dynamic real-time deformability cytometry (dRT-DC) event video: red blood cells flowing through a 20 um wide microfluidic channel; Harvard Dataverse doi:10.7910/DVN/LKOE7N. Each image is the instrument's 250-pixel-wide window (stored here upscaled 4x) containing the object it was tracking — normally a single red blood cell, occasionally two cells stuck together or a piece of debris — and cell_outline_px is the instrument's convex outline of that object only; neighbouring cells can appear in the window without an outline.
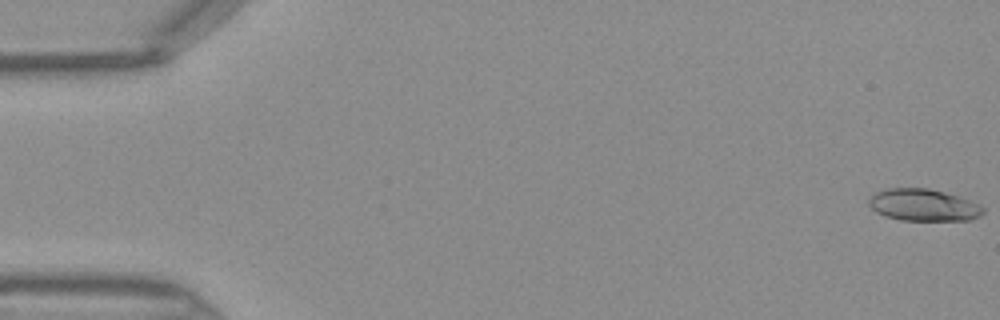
{"species": "Egyptian fruit bat (a non-hibernating species)", "species_latin": "Rousettus aegyptiacus", "temperature_condition": "warm", "stored_images_in_passage": 46, "camera_frame_rate_fps": 3000, "um_per_image_px": 0.085, "frame": {"image": 1, "passage_image": 1, "time_ms": 0.0, "image_size_px": [1000, 320], "cell_outline_px": [[984, 212], [980, 216], [968, 220], [900, 220], [884, 216], [876, 212], [868, 204], [868, 200], [876, 192], [884, 188], [928, 188], [960, 196], [980, 204], [984, 208]], "centroid_in_image_um": [78.49, 17.42], "position_along_channel_um": 6.5, "area_um2": 21.44}}
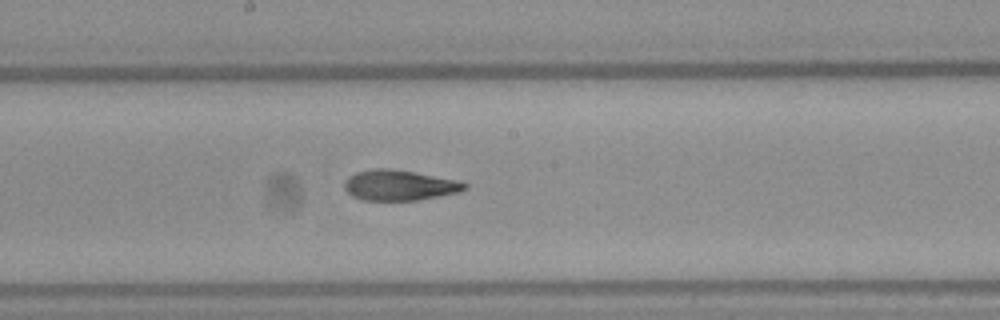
{"frame": {"image": 2, "passage_image": 25, "time_ms": 8.0, "image_size_px": [1000, 320], "cell_outline_px": [[468, 188], [460, 192], [416, 200], [364, 200], [352, 196], [344, 188], [344, 180], [348, 176], [356, 172], [376, 168], [388, 168], [460, 180], [468, 184]], "centroid_in_image_um": [33.95, 15.74], "position_along_channel_um": 214.2, "area_um2": 21.33}}
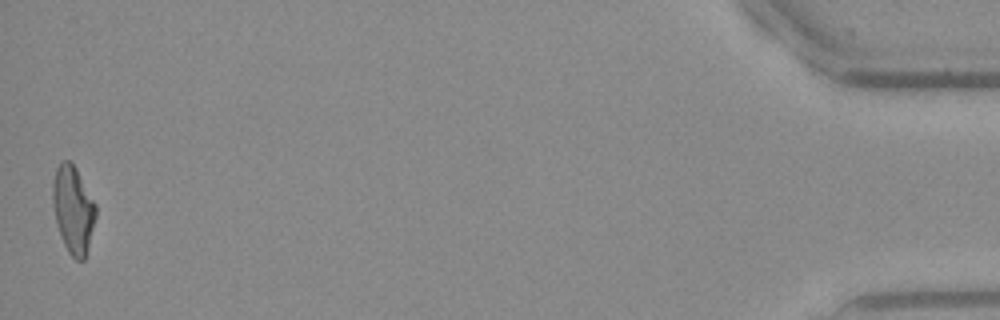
{"frame": {"image": 3, "passage_image": 46, "time_ms": 15.0, "image_size_px": [1000, 320], "cell_outline_px": [[96, 216], [84, 260], [76, 260], [68, 252], [64, 244], [56, 224], [52, 200], [52, 184], [56, 168], [60, 160], [68, 160], [76, 168], [96, 204]], "centroid_in_image_um": [6.2, 17.78], "position_along_channel_um": 429.0, "area_um2": 21.85}}